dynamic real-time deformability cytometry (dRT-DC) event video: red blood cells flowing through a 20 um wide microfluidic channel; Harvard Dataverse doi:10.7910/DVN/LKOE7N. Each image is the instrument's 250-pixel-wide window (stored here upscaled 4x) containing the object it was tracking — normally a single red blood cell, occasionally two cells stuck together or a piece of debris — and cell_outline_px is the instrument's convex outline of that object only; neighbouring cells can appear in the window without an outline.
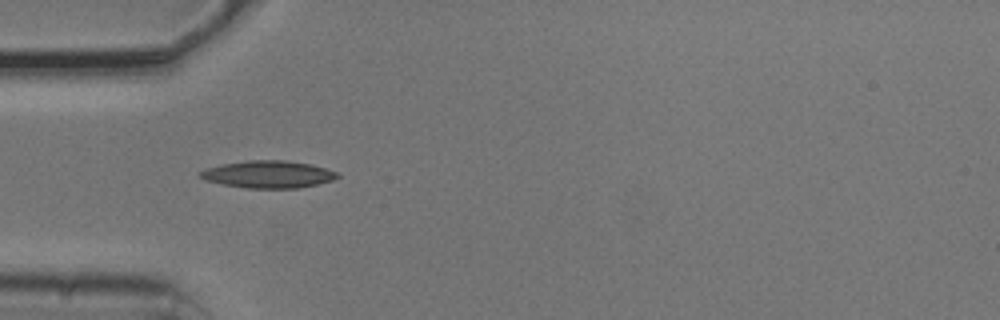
{"species": "common noctule bat (a hibernating species)", "species_latin": "Nyctalus noctula", "temperature_condition": "cold", "stored_images_in_passage": 24, "camera_frame_rate_fps": 3000, "um_per_image_px": 0.085, "animal": {"sex": "male", "body_mass_g": 20.5, "forearm_length_mm": 52.5}, "frame": {"image": 1, "passage_image": 1, "time_ms": 0.0, "image_size_px": [1000, 320], "cell_outline_px": [[340, 176], [332, 180], [316, 184], [296, 188], [248, 188], [224, 184], [208, 180], [200, 176], [196, 172], [220, 164], [248, 160], [284, 160], [312, 164], [336, 172]], "centroid_in_image_um": [22.79, 14.8], "position_along_channel_um": 62.2, "area_um2": 21.56}}
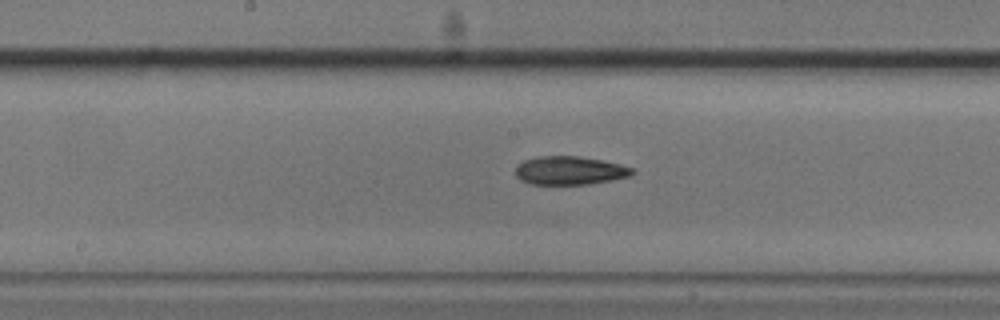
{"frame": {"image": 2, "passage_image": 12, "time_ms": 3.667, "image_size_px": [1000, 320], "cell_outline_px": [[636, 172], [632, 176], [612, 180], [588, 184], [532, 184], [520, 180], [516, 176], [516, 164], [524, 160], [536, 156], [580, 156], [620, 164], [636, 168]], "centroid_in_image_um": [48.45, 14.49], "position_along_channel_um": 199.7, "area_um2": 19.59}}
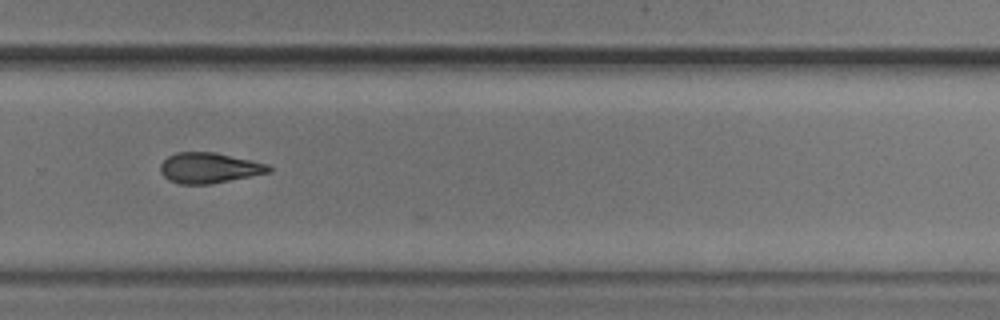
{"frame": {"image": 3, "passage_image": 21, "time_ms": 6.667, "image_size_px": [1000, 320], "cell_outline_px": [[272, 172], [208, 184], [180, 184], [168, 180], [160, 172], [160, 164], [168, 156], [176, 152], [216, 152], [252, 160], [268, 164], [272, 168]], "centroid_in_image_um": [17.77, 14.26], "position_along_channel_um": 312.0, "area_um2": 19.31}}